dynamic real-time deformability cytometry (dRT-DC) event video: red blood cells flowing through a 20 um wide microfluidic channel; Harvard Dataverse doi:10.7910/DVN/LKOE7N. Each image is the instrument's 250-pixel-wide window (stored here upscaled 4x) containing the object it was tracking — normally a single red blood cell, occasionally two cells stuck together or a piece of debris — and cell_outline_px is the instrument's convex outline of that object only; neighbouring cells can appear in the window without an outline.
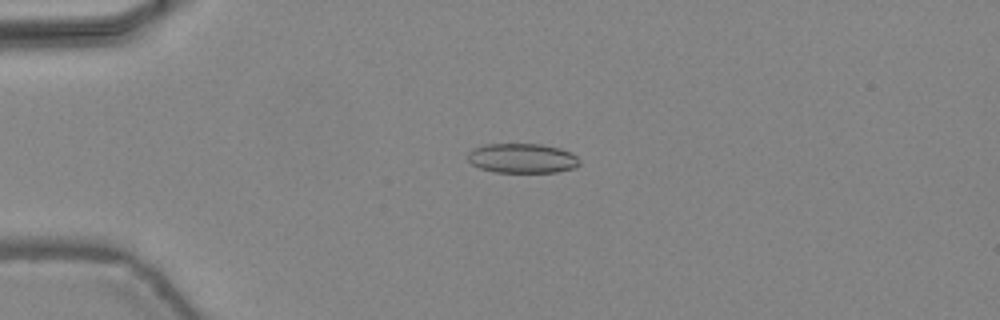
{"species": "common noctule bat (a hibernating species)", "species_latin": "Nyctalus noctula", "temperature_condition": "warm", "stored_images_in_passage": 47, "camera_frame_rate_fps": 3000, "um_per_image_px": 0.085, "animal": {"sex": "female", "body_mass_g": 24.6, "forearm_length_mm": 56.2}, "frame": {"image": 1, "passage_image": 12, "time_ms": 3.667, "image_size_px": [1000, 320], "cell_outline_px": [[580, 164], [572, 168], [556, 172], [496, 172], [480, 168], [472, 164], [468, 160], [468, 152], [472, 148], [484, 144], [540, 144], [560, 148], [576, 156], [580, 160]], "centroid_in_image_um": [44.36, 13.45], "position_along_channel_um": 40.6, "area_um2": 19.25}}
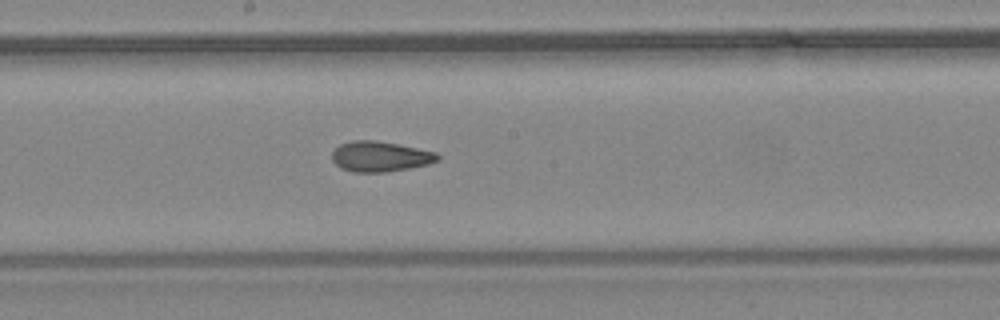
{"frame": {"image": 2, "passage_image": 26, "time_ms": 8.333, "image_size_px": [1000, 320], "cell_outline_px": [[440, 160], [428, 164], [388, 172], [352, 172], [340, 168], [332, 160], [332, 152], [340, 144], [352, 140], [376, 140], [436, 152], [440, 156]], "centroid_in_image_um": [32.3, 13.31], "position_along_channel_um": 215.9, "area_um2": 18.67}}
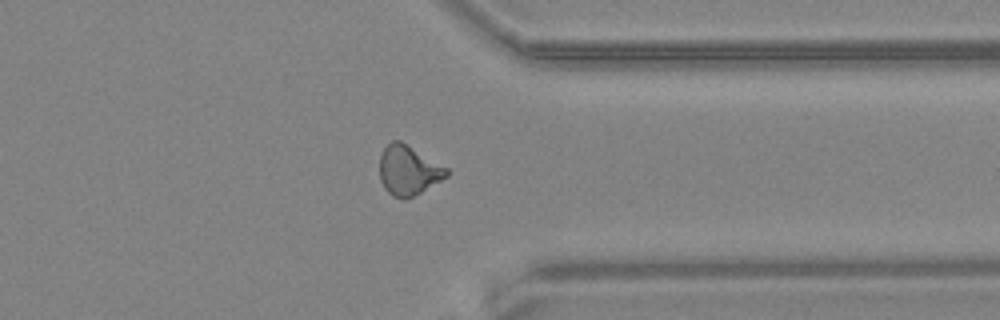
{"frame": {"image": 3, "passage_image": 37, "time_ms": 12.0, "image_size_px": [1000, 320], "cell_outline_px": [[448, 176], [420, 192], [404, 200], [392, 196], [384, 188], [380, 180], [380, 156], [384, 148], [392, 140], [400, 140], [448, 168]], "centroid_in_image_um": [34.69, 14.48], "position_along_channel_um": 376.7, "area_um2": 19.25}, "authors_computed_cell_mechanics": {"area_um2": 19.1896, "velocity_mm_per_s": 4.4887, "shape_relaxation_time_tau1_ms": null, "shape_relaxation_time_tau2_ms": 1.6591, "deformation_change_tau1": null, "deformation_change_tau2": 0.0854}}